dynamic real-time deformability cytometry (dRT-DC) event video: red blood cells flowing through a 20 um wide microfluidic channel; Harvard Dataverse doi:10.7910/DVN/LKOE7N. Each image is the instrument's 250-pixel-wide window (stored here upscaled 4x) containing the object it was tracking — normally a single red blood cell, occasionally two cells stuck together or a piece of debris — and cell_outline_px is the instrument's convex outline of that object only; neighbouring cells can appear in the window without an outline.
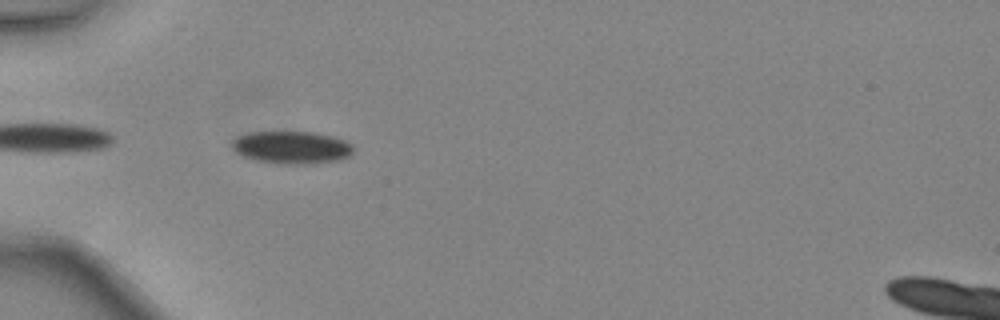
{"species": "common noctule bat (a hibernating species)", "species_latin": "Nyctalus noctula", "temperature_condition": "warm", "stored_images_in_passage": 9, "camera_frame_rate_fps": 3000, "um_per_image_px": 0.085, "animal": {"sex": "female", "body_mass_g": 24.6, "forearm_length_mm": 56.2}, "frame": {"image": 1, "passage_image": 1, "time_ms": 0.0, "image_size_px": [1000, 320], "cell_outline_px": [[352, 156], [340, 160], [308, 164], [280, 164], [256, 160], [244, 156], [236, 152], [232, 148], [232, 140], [236, 136], [248, 132], [312, 132], [332, 136], [344, 140], [352, 144]], "centroid_in_image_um": [24.79, 12.53], "position_along_channel_um": 60.2, "area_um2": 23.18}}
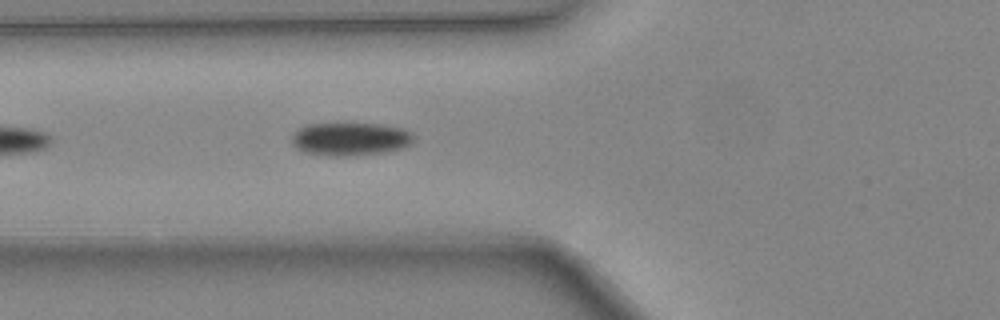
{"frame": {"image": 2, "passage_image": 4, "time_ms": 1.0, "image_size_px": [1000, 320], "cell_outline_px": [[412, 144], [388, 152], [348, 156], [328, 156], [304, 152], [296, 148], [292, 144], [292, 136], [300, 128], [308, 124], [340, 120], [376, 124], [404, 128], [412, 132]], "centroid_in_image_um": [29.75, 11.77], "position_along_channel_um": 96.1, "area_um2": 24.45}}